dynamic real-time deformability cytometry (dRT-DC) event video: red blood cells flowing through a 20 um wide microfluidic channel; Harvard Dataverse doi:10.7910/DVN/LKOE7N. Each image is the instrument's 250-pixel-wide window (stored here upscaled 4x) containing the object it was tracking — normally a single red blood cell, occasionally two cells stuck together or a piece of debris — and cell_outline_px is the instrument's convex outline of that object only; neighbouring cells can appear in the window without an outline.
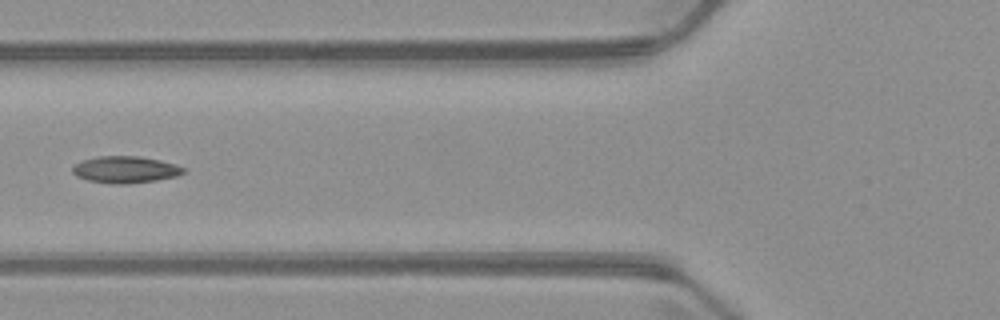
{"species": "common noctule bat (a hibernating species)", "species_latin": "Nyctalus noctula", "temperature_condition": "warm", "stored_images_in_passage": 7, "camera_frame_rate_fps": 3000, "um_per_image_px": 0.085, "animal": {"sex": "male", "body_mass_g": 23.1, "forearm_length_mm": 52.7}, "frame": {"image": 1, "passage_image": 6, "time_ms": 6.0, "image_size_px": [1000, 320], "cell_outline_px": [[188, 168], [184, 172], [176, 176], [156, 180], [128, 184], [116, 184], [88, 180], [76, 176], [72, 172], [72, 168], [76, 164], [84, 160], [100, 156], [136, 156], [160, 160], [176, 164]], "centroid_in_image_um": [10.69, 14.42], "position_along_channel_um": 115.1, "area_um2": 17.22}}
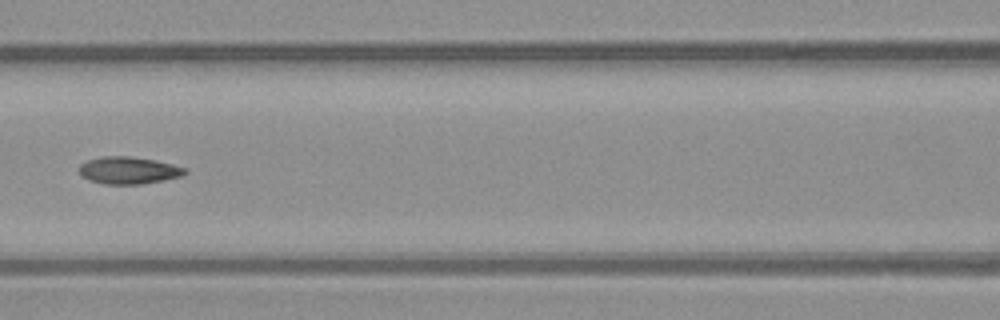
{"frame": {"image": 2, "passage_image": 7, "time_ms": 7.0, "image_size_px": [1000, 320], "cell_outline_px": [[188, 172], [184, 176], [164, 180], [140, 184], [104, 184], [88, 180], [80, 172], [80, 164], [88, 160], [100, 156], [128, 156], [156, 160], [188, 168]], "centroid_in_image_um": [10.98, 14.48], "position_along_channel_um": 155.6, "area_um2": 16.88}}